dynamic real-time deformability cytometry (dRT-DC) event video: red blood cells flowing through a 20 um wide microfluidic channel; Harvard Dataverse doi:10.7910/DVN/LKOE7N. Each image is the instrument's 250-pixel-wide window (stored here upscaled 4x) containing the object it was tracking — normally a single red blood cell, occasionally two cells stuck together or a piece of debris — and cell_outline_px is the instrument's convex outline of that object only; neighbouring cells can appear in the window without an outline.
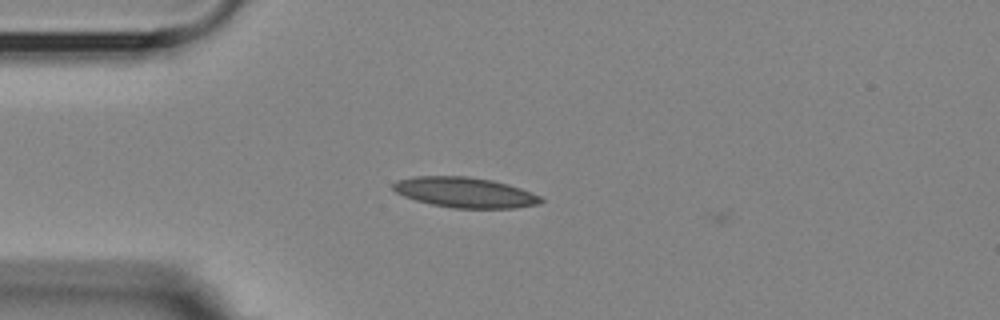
{"species": "Egyptian fruit bat (a non-hibernating species)", "species_latin": "Rousettus aegyptiacus", "temperature_condition": "room temperature", "stored_images_in_passage": 5, "camera_frame_rate_fps": 3000, "um_per_image_px": 0.085, "animal": {"sex": "female"}, "frame": {"image": 1, "passage_image": 2, "time_ms": 0.333, "image_size_px": [1000, 320], "cell_outline_px": [[544, 200], [540, 204], [516, 208], [452, 208], [432, 204], [416, 200], [404, 196], [396, 192], [392, 188], [392, 184], [396, 180], [412, 176], [468, 176], [492, 180], [508, 184], [532, 192], [540, 196]], "centroid_in_image_um": [39.52, 16.35], "position_along_channel_um": 45.5, "area_um2": 26.24}}